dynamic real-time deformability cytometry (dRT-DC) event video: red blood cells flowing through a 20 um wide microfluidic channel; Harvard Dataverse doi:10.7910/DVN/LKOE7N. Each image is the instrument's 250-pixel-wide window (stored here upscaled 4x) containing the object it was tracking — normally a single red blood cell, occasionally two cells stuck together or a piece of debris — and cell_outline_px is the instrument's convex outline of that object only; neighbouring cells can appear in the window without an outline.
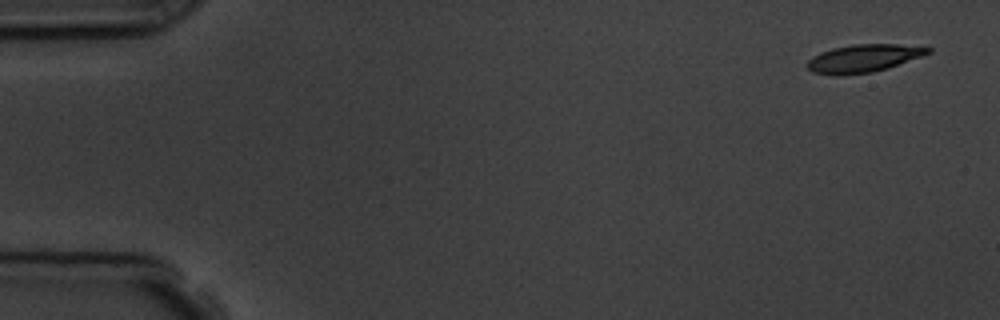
{"species": "common noctule bat (a hibernating species)", "species_latin": "Nyctalus noctula", "temperature_condition": "room temperature", "stored_images_in_passage": 3, "camera_frame_rate_fps": 3000, "um_per_image_px": 0.085, "animal": {"sex": "male", "body_mass_g": 19.5, "forearm_length_mm": 54.6}, "frame": {"image": 1, "passage_image": 1, "time_ms": 0.0, "image_size_px": [1000, 320], "cell_outline_px": [[932, 52], [888, 68], [872, 72], [840, 76], [832, 76], [812, 72], [804, 64], [812, 56], [820, 52], [832, 48], [852, 44], [896, 44], [932, 48]], "centroid_in_image_um": [73.32, 4.97], "position_along_channel_um": 11.7, "area_um2": 19.77}}